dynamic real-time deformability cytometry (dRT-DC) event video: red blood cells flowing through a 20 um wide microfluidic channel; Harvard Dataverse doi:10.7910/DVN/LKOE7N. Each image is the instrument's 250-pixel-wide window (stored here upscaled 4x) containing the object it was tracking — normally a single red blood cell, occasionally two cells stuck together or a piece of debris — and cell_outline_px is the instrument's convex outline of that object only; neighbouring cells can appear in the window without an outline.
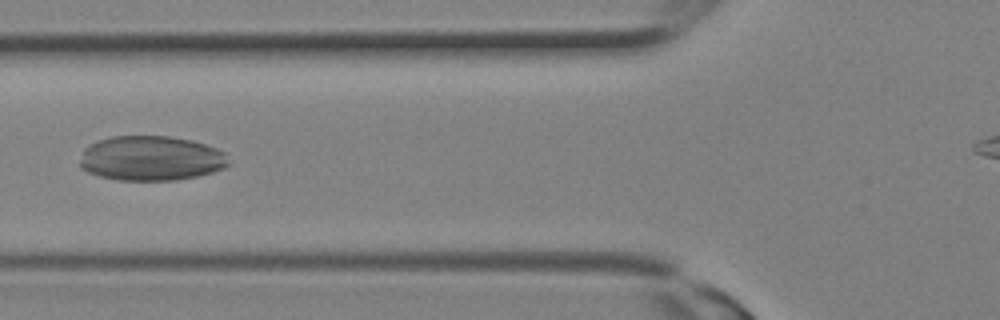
{"species": "Egyptian fruit bat (a non-hibernating species)", "species_latin": "Rousettus aegyptiacus", "temperature_condition": "room temperature", "stored_images_in_passage": 26, "camera_frame_rate_fps": 3000, "um_per_image_px": 0.085, "animal": {"sex": "female"}, "frame": {"image": 1, "passage_image": 10, "time_ms": 3.0, "image_size_px": [1000, 320], "cell_outline_px": [[232, 164], [224, 168], [212, 172], [196, 176], [176, 180], [120, 180], [100, 176], [88, 172], [80, 168], [80, 160], [84, 148], [88, 144], [96, 140], [112, 136], [168, 136], [192, 140], [216, 148], [224, 152]], "centroid_in_image_um": [12.83, 13.45], "position_along_channel_um": 113.0, "area_um2": 39.07}}
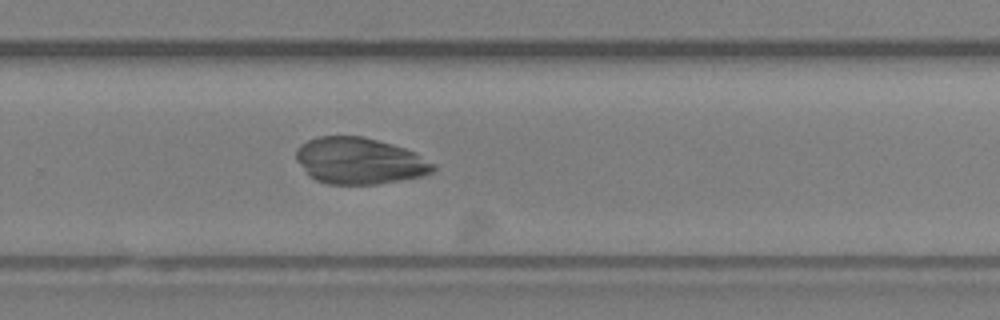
{"frame": {"image": 2, "passage_image": 18, "time_ms": 5.667, "image_size_px": [1000, 320], "cell_outline_px": [[436, 168], [432, 172], [424, 176], [376, 184], [328, 184], [316, 180], [308, 176], [296, 160], [296, 148], [300, 144], [308, 140], [320, 136], [364, 136], [392, 144], [416, 152], [436, 164]], "centroid_in_image_um": [30.56, 13.67], "position_along_channel_um": 299.2, "area_um2": 37.4}}
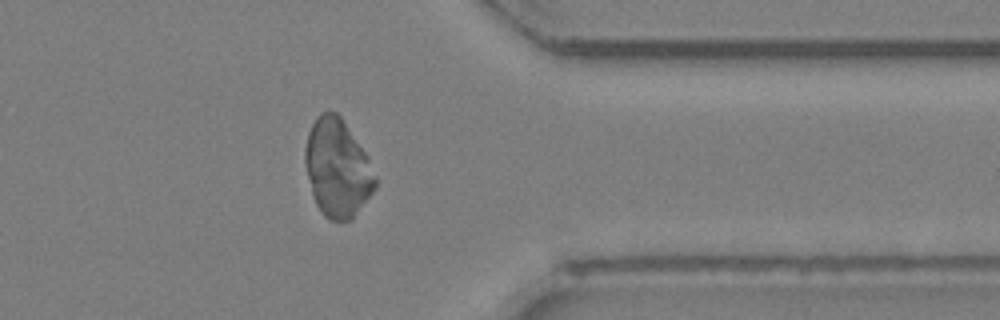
{"frame": {"image": 3, "passage_image": 22, "time_ms": 7.0, "image_size_px": [1000, 320], "cell_outline_px": [[376, 188], [352, 220], [328, 220], [320, 212], [316, 204], [312, 192], [304, 164], [304, 148], [308, 132], [316, 116], [320, 112], [336, 112], [340, 116], [368, 156], [376, 176]], "centroid_in_image_um": [28.67, 14.3], "position_along_channel_um": 382.7, "area_um2": 40.17}}